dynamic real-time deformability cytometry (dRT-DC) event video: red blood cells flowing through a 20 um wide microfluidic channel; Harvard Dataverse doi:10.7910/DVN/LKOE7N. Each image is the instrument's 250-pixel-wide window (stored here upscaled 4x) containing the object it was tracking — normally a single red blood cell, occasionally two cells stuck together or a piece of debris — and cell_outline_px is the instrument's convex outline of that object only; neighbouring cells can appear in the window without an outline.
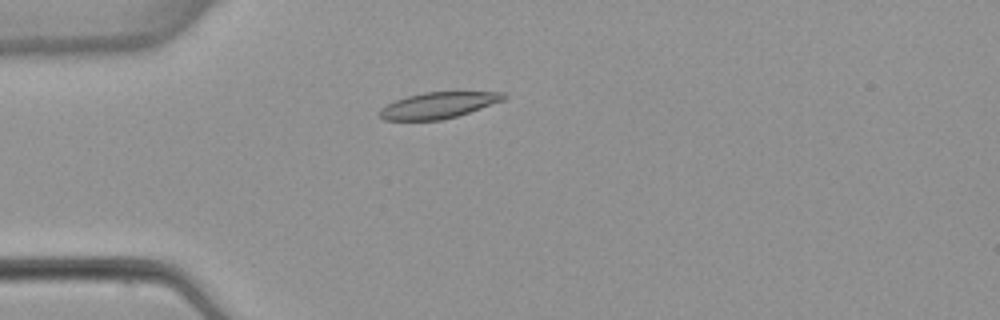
{"species": "common noctule bat (a hibernating species)", "species_latin": "Nyctalus noctula", "temperature_condition": "warm", "stored_images_in_passage": 3, "camera_frame_rate_fps": 3000, "um_per_image_px": 0.085, "animal": {"sex": "female", "body_mass_g": 22.7, "forearm_length_mm": 54.2}, "frame": {"image": 1, "passage_image": 3, "time_ms": 3.667, "image_size_px": [1000, 320], "cell_outline_px": [[508, 96], [504, 100], [456, 116], [440, 120], [384, 120], [376, 112], [380, 108], [396, 100], [408, 96], [424, 92], [504, 92]], "centroid_in_image_um": [37.23, 8.94], "position_along_channel_um": 47.8, "area_um2": 18.73}}